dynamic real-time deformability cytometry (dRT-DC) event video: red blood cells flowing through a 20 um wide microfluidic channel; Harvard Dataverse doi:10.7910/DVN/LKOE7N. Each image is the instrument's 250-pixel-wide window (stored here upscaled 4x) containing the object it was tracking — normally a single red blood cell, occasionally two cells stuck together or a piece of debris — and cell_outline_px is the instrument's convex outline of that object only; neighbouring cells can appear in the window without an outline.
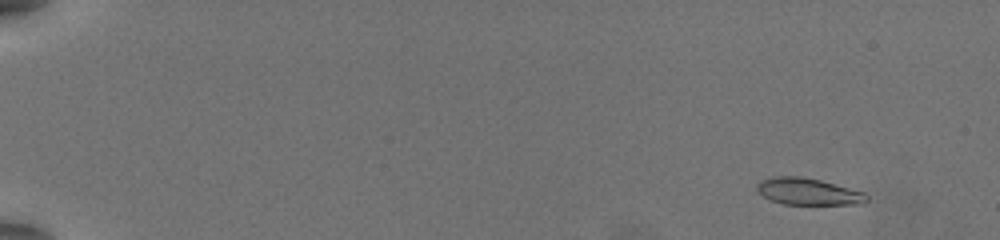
{"species": "common noctule bat (a hibernating species)", "species_latin": "Nyctalus noctula", "temperature_condition": "warm", "stored_images_in_passage": 58, "camera_frame_rate_fps": 3000, "um_per_image_px": 0.085, "animal": {"sex": "female", "body_mass_g": 19.5, "forearm_length_mm": 54.1}, "frame": {"image": 1, "passage_image": 6, "time_ms": 1.667, "image_size_px": [1000, 240], "cell_outline_px": [[868, 200], [864, 204], [784, 204], [772, 200], [764, 196], [756, 188], [756, 184], [760, 180], [772, 176], [800, 176], [820, 180], [864, 192], [868, 196]], "centroid_in_image_um": [68.69, 16.27], "position_along_channel_um": 16.3, "area_um2": 17.05}}
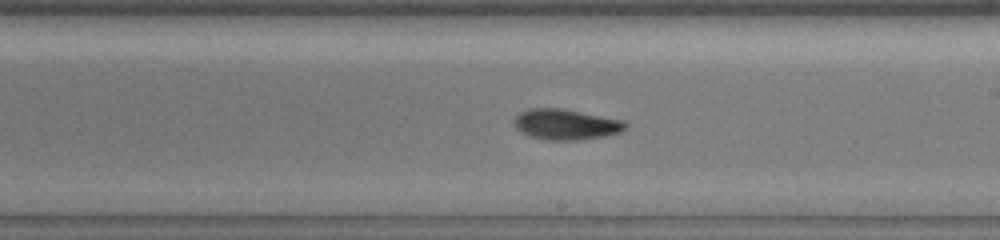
{"frame": {"image": 2, "passage_image": 37, "time_ms": 12.0, "image_size_px": [1000, 240], "cell_outline_px": [[628, 128], [620, 132], [604, 136], [580, 140], [544, 140], [528, 136], [520, 132], [516, 128], [512, 120], [520, 112], [528, 108], [560, 108], [624, 120], [628, 124]], "centroid_in_image_um": [48.08, 10.58], "position_along_channel_um": 240.9, "area_um2": 20.11}}
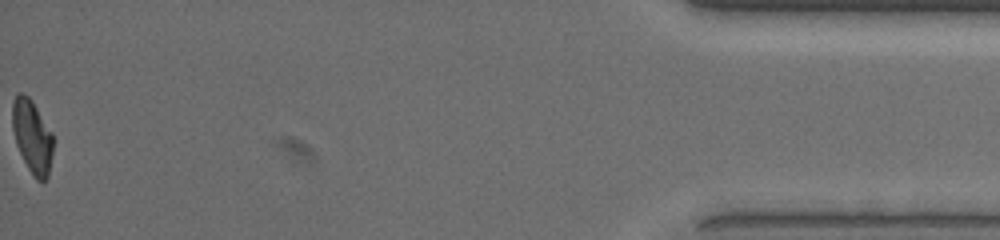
{"frame": {"image": 3, "passage_image": 58, "time_ms": 19.0, "image_size_px": [1000, 240], "cell_outline_px": [[52, 156], [48, 176], [44, 180], [36, 180], [28, 168], [16, 144], [12, 128], [12, 104], [16, 96], [20, 92], [24, 92], [32, 100], [52, 132]], "centroid_in_image_um": [2.73, 11.57], "position_along_channel_um": 432.5, "area_um2": 17.28}, "authors_computed_cell_mechanics": {"area_um2": 18.0914, "velocity_mm_per_s": 3.8877, "shape_relaxation_time_tau1_ms": 3.8132, "shape_relaxation_time_tau2_ms": 3.6694, "deformation_change_tau1": 0.1646, "deformation_change_tau2": 0.092}}